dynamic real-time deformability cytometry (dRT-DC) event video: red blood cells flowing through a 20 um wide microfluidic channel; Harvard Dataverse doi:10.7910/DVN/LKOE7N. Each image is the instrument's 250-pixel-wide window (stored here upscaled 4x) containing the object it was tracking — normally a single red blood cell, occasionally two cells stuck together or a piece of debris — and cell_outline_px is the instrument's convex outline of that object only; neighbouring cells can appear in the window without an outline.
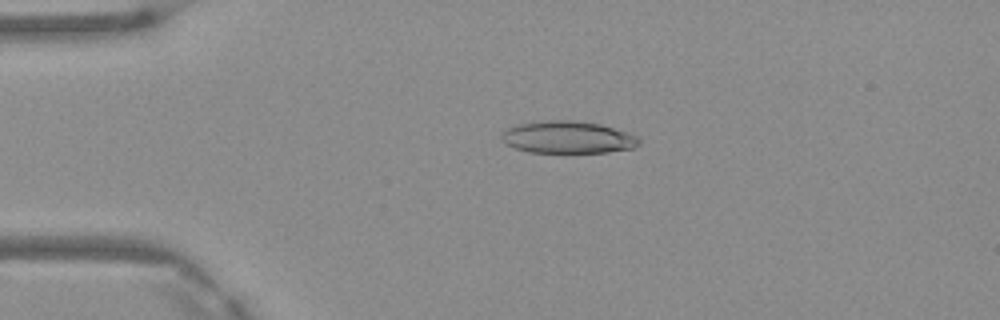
{"species": "Egyptian fruit bat (a non-hibernating species)", "species_latin": "Rousettus aegyptiacus", "temperature_condition": "warm", "stored_images_in_passage": 4, "camera_frame_rate_fps": 3000, "um_per_image_px": 0.085, "frame": {"image": 1, "passage_image": 3, "time_ms": 0.667, "image_size_px": [1000, 320], "cell_outline_px": [[640, 144], [632, 148], [608, 152], [572, 156], [528, 152], [504, 144], [500, 140], [500, 136], [504, 128], [516, 124], [540, 120], [572, 120], [600, 124], [636, 136], [640, 140]], "centroid_in_image_um": [48.17, 11.72], "position_along_channel_um": 36.8, "area_um2": 27.11}}